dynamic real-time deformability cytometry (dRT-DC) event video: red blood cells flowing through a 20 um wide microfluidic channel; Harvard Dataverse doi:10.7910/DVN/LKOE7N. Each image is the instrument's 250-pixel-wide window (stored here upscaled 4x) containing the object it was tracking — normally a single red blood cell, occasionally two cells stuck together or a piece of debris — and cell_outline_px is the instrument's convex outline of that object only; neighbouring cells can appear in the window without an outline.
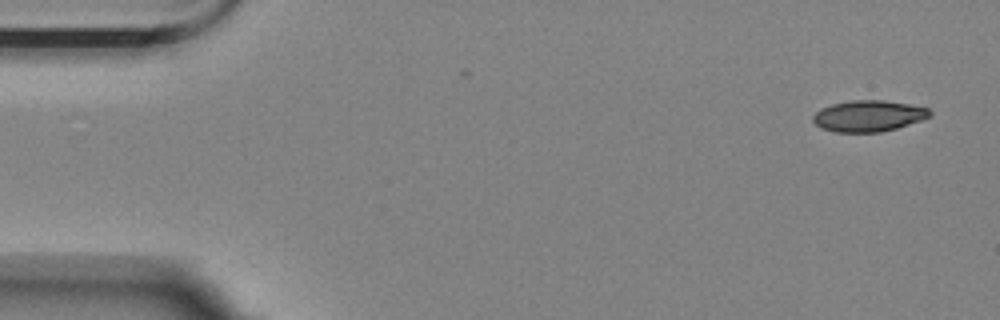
{"species": "Egyptian fruit bat (a non-hibernating species)", "species_latin": "Rousettus aegyptiacus", "temperature_condition": "room temperature", "stored_images_in_passage": 4, "camera_frame_rate_fps": 3000, "um_per_image_px": 0.085, "animal": {"sex": "female"}, "frame": {"image": 1, "passage_image": 1, "time_ms": 0.0, "image_size_px": [1000, 320], "cell_outline_px": [[932, 116], [896, 128], [880, 132], [836, 132], [820, 128], [812, 120], [812, 116], [820, 108], [832, 104], [852, 100], [884, 100], [908, 104], [928, 108], [932, 112]], "centroid_in_image_um": [73.8, 9.85], "position_along_channel_um": 11.2, "area_um2": 21.21}}
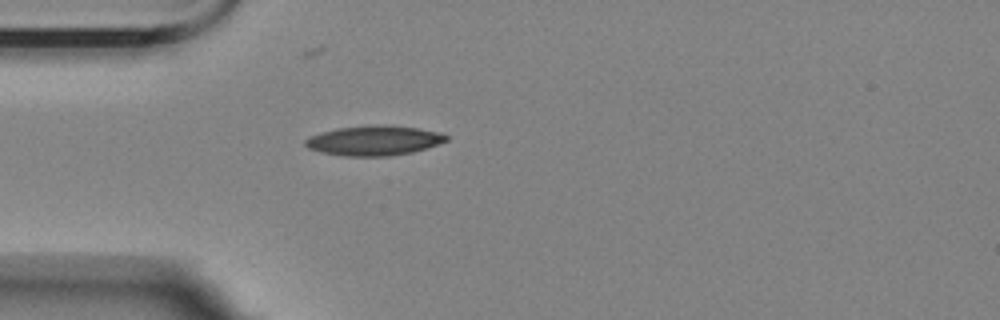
{"frame": {"image": 2, "passage_image": 4, "time_ms": 4.333, "image_size_px": [1000, 320], "cell_outline_px": [[448, 140], [412, 152], [388, 156], [344, 156], [324, 152], [308, 148], [304, 144], [304, 140], [308, 136], [340, 128], [416, 128], [440, 132], [448, 136]], "centroid_in_image_um": [31.76, 12.0], "position_along_channel_um": 53.2, "area_um2": 23.0}}